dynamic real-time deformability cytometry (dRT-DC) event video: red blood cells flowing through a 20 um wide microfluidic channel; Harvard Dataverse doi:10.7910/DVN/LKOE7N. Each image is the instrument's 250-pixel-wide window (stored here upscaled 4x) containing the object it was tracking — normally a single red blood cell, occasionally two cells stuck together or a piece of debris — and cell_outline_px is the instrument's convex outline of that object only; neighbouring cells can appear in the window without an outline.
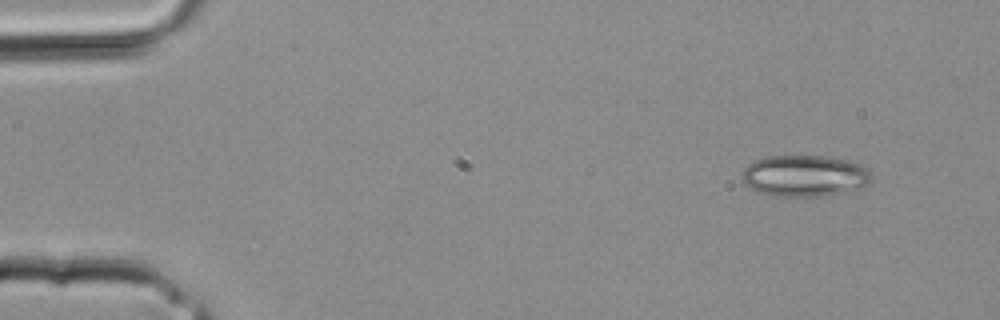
{"species": "common noctule bat (a hibernating species)", "species_latin": "Nyctalus noctula", "temperature_condition": "room temperature", "stored_images_in_passage": 16, "camera_frame_rate_fps": 3000, "um_per_image_px": 0.085, "animal": {"sex": "male", "body_mass_g": 20.4}, "frame": {"image": 1, "passage_image": 1, "time_ms": 0.0, "image_size_px": [1000, 320], "cell_outline_px": [[872, 180], [868, 184], [852, 192], [816, 196], [772, 196], [760, 192], [744, 184], [744, 168], [748, 164], [756, 160], [768, 156], [828, 156], [852, 160], [868, 168], [872, 172]], "centroid_in_image_um": [68.49, 14.94], "position_along_channel_um": 16.5, "area_um2": 31.56}}
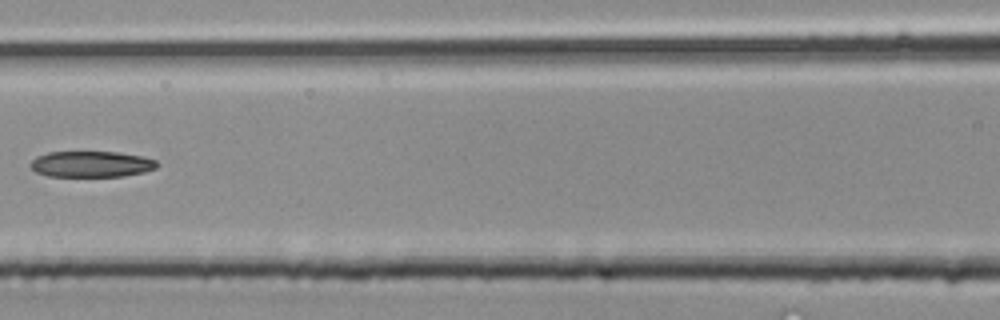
{"frame": {"image": 2, "passage_image": 13, "time_ms": 4.0, "image_size_px": [1000, 320], "cell_outline_px": [[156, 168], [144, 172], [124, 176], [48, 176], [36, 172], [28, 164], [36, 156], [48, 152], [116, 152], [144, 156], [156, 160]], "centroid_in_image_um": [7.74, 13.95], "position_along_channel_um": 158.9, "area_um2": 19.19}}
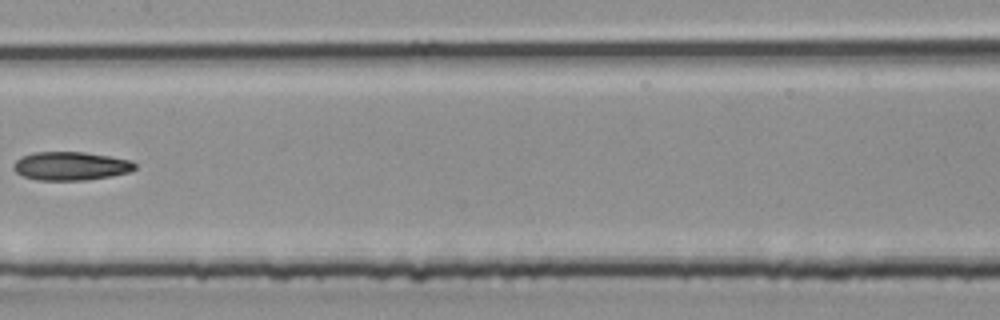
{"frame": {"image": 3, "passage_image": 15, "time_ms": 4.667, "image_size_px": [1000, 320], "cell_outline_px": [[136, 168], [128, 172], [112, 176], [84, 180], [36, 180], [24, 176], [16, 172], [12, 168], [12, 164], [20, 156], [36, 152], [84, 152], [132, 160], [136, 164]], "centroid_in_image_um": [5.99, 14.11], "position_along_channel_um": 201.4, "area_um2": 20.23}}